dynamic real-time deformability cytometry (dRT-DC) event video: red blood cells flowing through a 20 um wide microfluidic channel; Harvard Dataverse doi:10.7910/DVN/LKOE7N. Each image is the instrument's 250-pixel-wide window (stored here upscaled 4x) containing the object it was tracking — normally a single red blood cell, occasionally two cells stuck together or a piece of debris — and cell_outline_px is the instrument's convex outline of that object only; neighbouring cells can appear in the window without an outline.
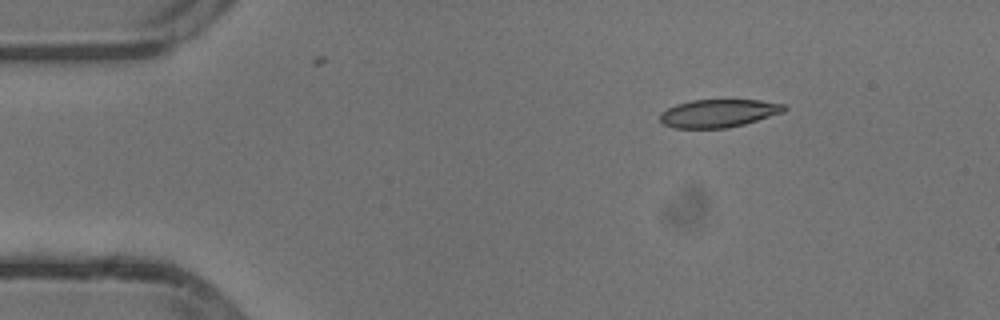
{"species": "common noctule bat (a hibernating species)", "species_latin": "Nyctalus noctula", "temperature_condition": "cold", "stored_images_in_passage": 10, "camera_frame_rate_fps": 3000, "um_per_image_px": 0.085, "animal": {"sex": "male", "body_mass_g": 13.3}, "frame": {"image": 1, "passage_image": 1, "time_ms": 0.0, "image_size_px": [1000, 320], "cell_outline_px": [[788, 108], [784, 112], [744, 124], [728, 128], [672, 128], [664, 124], [660, 120], [660, 112], [676, 104], [692, 100], [760, 100], [784, 104]], "centroid_in_image_um": [61.07, 9.63], "position_along_channel_um": 23.9, "area_um2": 20.29}}